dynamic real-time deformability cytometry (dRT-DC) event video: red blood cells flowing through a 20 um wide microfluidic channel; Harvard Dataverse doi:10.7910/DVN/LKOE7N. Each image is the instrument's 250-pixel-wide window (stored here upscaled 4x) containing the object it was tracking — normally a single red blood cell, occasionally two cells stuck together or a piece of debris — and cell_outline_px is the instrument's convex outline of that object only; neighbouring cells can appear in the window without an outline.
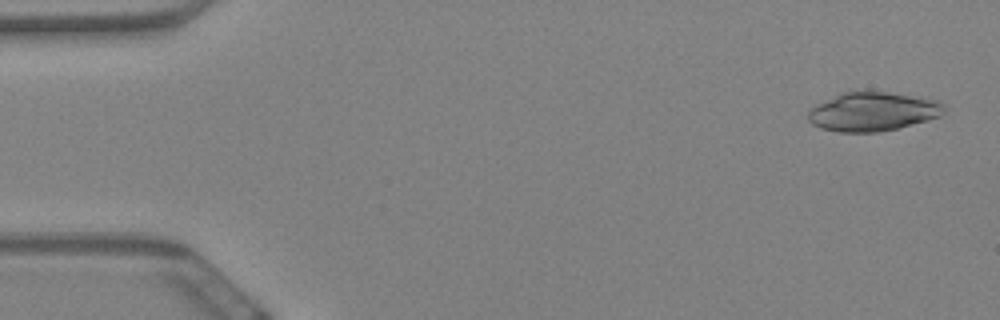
{"species": "Egyptian fruit bat (a non-hibernating species)", "species_latin": "Rousettus aegyptiacus", "temperature_condition": "warm", "stored_images_in_passage": 58, "camera_frame_rate_fps": 3000, "um_per_image_px": 0.085, "animal": {"sex": "female"}, "frame": {"image": 1, "passage_image": 2, "time_ms": 0.333, "image_size_px": [1000, 320], "cell_outline_px": [[944, 112], [940, 116], [928, 120], [880, 132], [840, 132], [820, 128], [812, 124], [808, 120], [808, 112], [816, 104], [840, 92], [856, 88], [920, 96], [940, 100], [944, 104]], "centroid_in_image_um": [74.18, 9.44], "position_along_channel_um": 10.8, "area_um2": 31.67}}
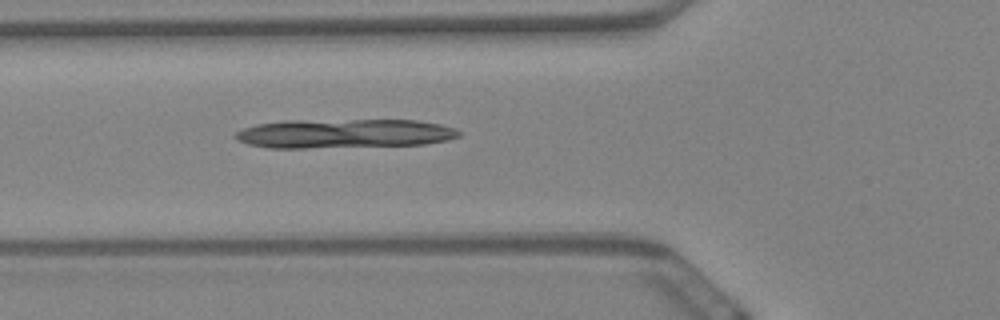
{"frame": {"image": 2, "passage_image": 21, "time_ms": 6.667, "image_size_px": [1000, 320], "cell_outline_px": [[460, 136], [448, 140], [424, 144], [304, 148], [268, 148], [248, 144], [232, 136], [236, 132], [244, 128], [256, 124], [284, 120], [416, 120], [440, 124], [456, 128], [460, 132]], "centroid_in_image_um": [29.25, 11.34], "position_along_channel_um": 96.6, "area_um2": 38.03}}
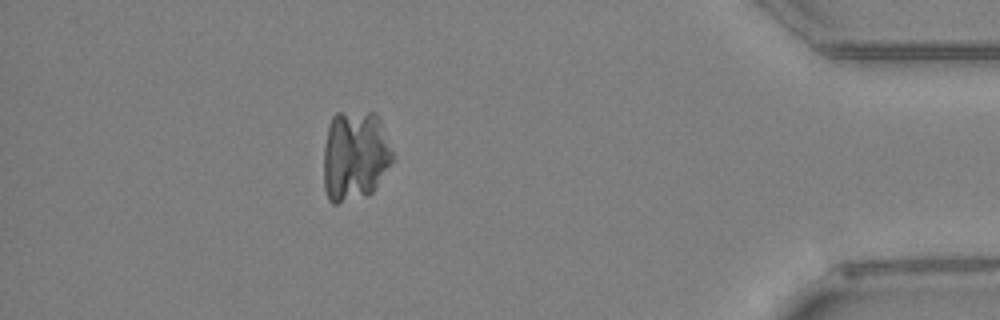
{"frame": {"image": 3, "passage_image": 52, "time_ms": 17.0, "image_size_px": [1000, 320], "cell_outline_px": [[396, 160], [376, 188], [368, 196], [336, 204], [332, 204], [328, 200], [324, 188], [324, 148], [328, 128], [332, 116], [336, 112], [376, 112], [380, 120], [396, 156]], "centroid_in_image_um": [30.21, 13.26], "position_along_channel_um": 405.0, "area_um2": 37.34}}